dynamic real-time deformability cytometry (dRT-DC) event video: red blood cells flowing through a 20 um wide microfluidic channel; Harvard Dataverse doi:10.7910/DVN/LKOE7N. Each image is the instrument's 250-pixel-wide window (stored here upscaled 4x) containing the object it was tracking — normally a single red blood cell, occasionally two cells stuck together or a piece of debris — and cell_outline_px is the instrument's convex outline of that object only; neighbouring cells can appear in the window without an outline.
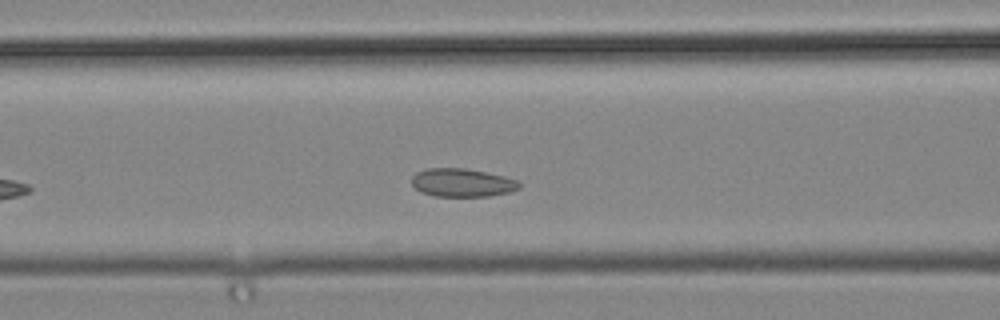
{"species": "common noctule bat (a hibernating species)", "species_latin": "Nyctalus noctula", "temperature_condition": "cold", "stored_images_in_passage": 21, "camera_frame_rate_fps": 3000, "um_per_image_px": 0.085, "animal": {"sex": "male", "body_mass_g": 19.2, "forearm_length_mm": 51.8}, "frame": {"image": 1, "passage_image": 12, "time_ms": 3.667, "image_size_px": [1000, 320], "cell_outline_px": [[520, 188], [508, 192], [488, 196], [436, 196], [420, 192], [412, 184], [412, 176], [416, 172], [428, 168], [464, 168], [504, 176], [516, 180], [520, 184]], "centroid_in_image_um": [39.25, 15.52], "position_along_channel_um": 127.3, "area_um2": 17.57}}